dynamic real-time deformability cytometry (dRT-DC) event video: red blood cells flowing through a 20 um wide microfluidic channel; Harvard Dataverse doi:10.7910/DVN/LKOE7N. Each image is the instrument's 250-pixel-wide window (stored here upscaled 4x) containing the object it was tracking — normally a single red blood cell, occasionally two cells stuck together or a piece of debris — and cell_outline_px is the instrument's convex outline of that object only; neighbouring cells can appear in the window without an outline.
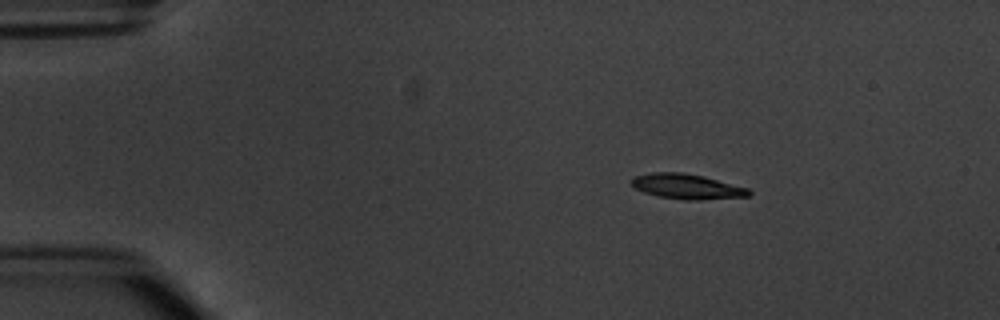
{"species": "common noctule bat (a hibernating species)", "species_latin": "Nyctalus noctula", "temperature_condition": "warm", "stored_images_in_passage": 3, "camera_frame_rate_fps": 3000, "um_per_image_px": 0.085, "animal": {"sex": "male", "body_mass_g": 20.1, "forearm_length_mm": 53.5}, "frame": {"image": 1, "passage_image": 1, "time_ms": 0.0, "image_size_px": [1000, 320], "cell_outline_px": [[752, 192], [748, 196], [700, 200], [684, 200], [660, 196], [644, 192], [636, 188], [628, 180], [632, 176], [652, 172], [680, 172], [704, 176], [748, 188]], "centroid_in_image_um": [58.36, 15.84], "position_along_channel_um": 26.6, "area_um2": 17.17}}
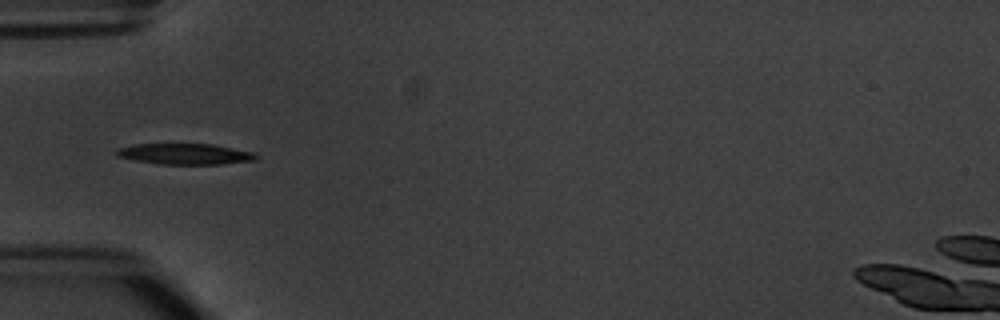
{"frame": {"image": 2, "passage_image": 3, "time_ms": 3.0, "image_size_px": [1000, 320], "cell_outline_px": [[260, 156], [256, 160], [220, 164], [156, 164], [116, 156], [112, 152], [116, 148], [136, 144], [212, 144], [256, 152]], "centroid_in_image_um": [15.73, 13.08], "position_along_channel_um": 69.3, "area_um2": 17.22}}